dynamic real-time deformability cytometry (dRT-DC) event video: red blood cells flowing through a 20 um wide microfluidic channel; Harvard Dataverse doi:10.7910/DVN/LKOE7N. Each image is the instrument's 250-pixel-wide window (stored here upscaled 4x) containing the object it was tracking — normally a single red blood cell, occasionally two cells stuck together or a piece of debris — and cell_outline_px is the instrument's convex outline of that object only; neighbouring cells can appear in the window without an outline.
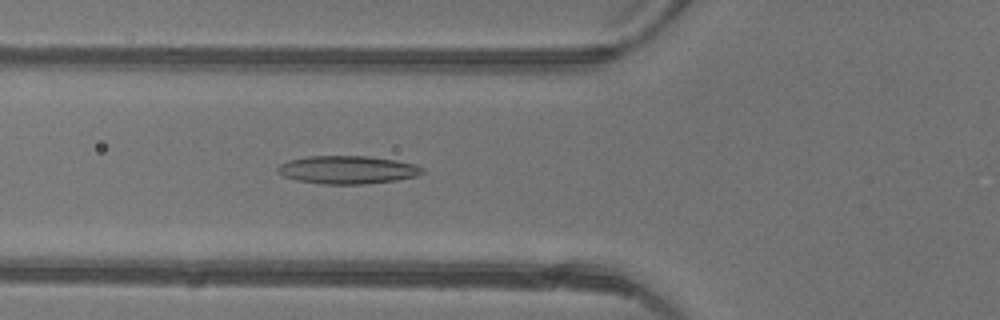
{"species": "common noctule bat (a hibernating species)", "species_latin": "Nyctalus noctula", "temperature_condition": "warm", "stored_images_in_passage": 27, "segment_of_instrument_passage": [1, 2], "camera_frame_rate_fps": 3000, "um_per_image_px": 0.085, "animal": {"sex": "female"}, "frame": {"image": 1, "passage_image": 18, "time_ms": 5.667, "image_size_px": [1000, 320], "cell_outline_px": [[424, 172], [416, 176], [396, 180], [364, 184], [320, 184], [296, 180], [284, 176], [276, 168], [280, 164], [288, 160], [308, 156], [368, 156], [396, 160], [416, 164], [424, 168]], "centroid_in_image_um": [29.55, 14.43], "position_along_channel_um": 96.2, "area_um2": 23.7}}
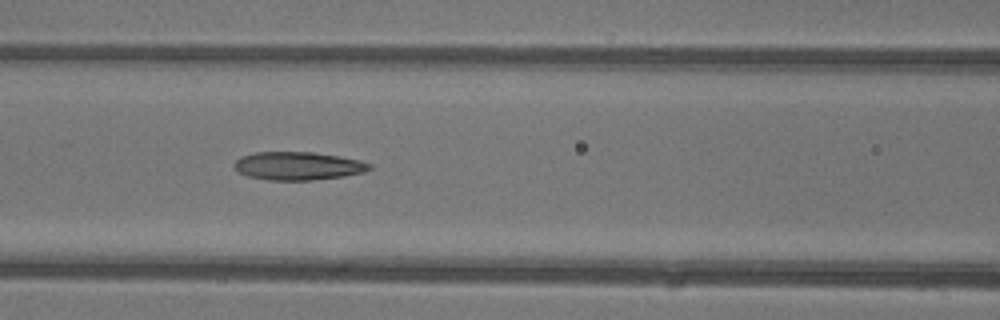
{"frame": {"image": 2, "passage_image": 21, "time_ms": 6.667, "image_size_px": [1000, 320], "cell_outline_px": [[372, 168], [364, 172], [344, 176], [312, 180], [268, 180], [248, 176], [240, 172], [232, 164], [240, 156], [256, 152], [312, 152], [340, 156], [360, 160], [372, 164]], "centroid_in_image_um": [25.35, 14.1], "position_along_channel_um": 141.3, "area_um2": 22.25}}
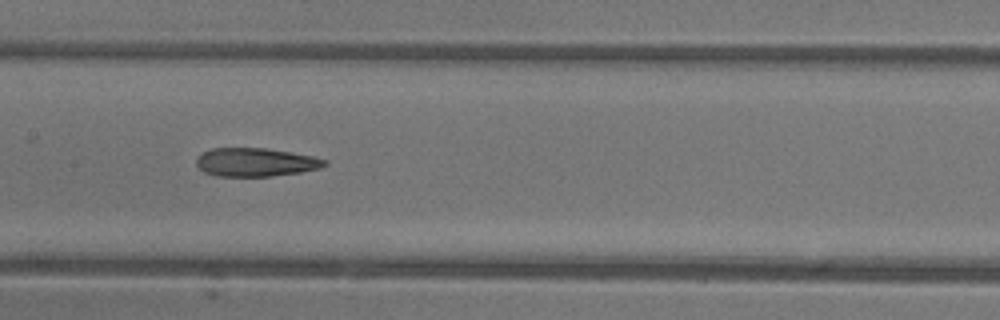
{"frame": {"image": 3, "passage_image": 24, "time_ms": 7.667, "image_size_px": [1000, 320], "cell_outline_px": [[328, 164], [320, 168], [300, 172], [268, 176], [216, 176], [204, 172], [196, 164], [196, 156], [212, 148], [268, 148], [292, 152], [312, 156], [328, 160]], "centroid_in_image_um": [21.73, 13.78], "position_along_channel_um": 185.7, "area_um2": 21.33}}